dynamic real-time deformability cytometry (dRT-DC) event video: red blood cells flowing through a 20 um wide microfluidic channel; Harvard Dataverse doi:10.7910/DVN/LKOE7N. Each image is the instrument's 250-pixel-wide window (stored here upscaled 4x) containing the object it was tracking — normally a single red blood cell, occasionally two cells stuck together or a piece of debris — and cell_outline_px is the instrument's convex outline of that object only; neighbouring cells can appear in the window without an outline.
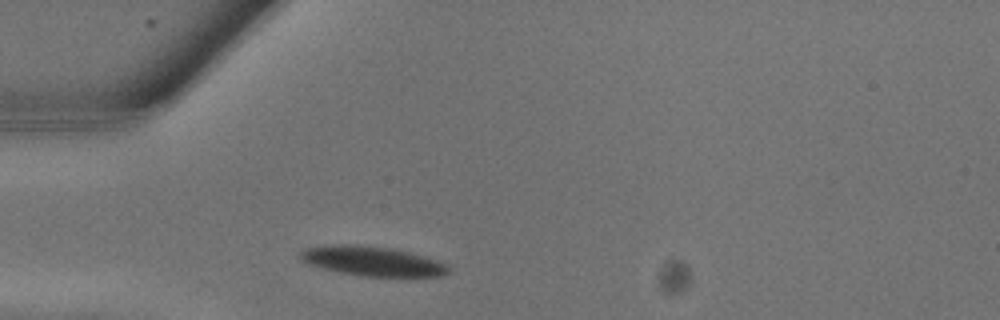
{"species": "common noctule bat (a hibernating species)", "species_latin": "Nyctalus noctula", "temperature_condition": "warm", "stored_images_in_passage": 4, "camera_frame_rate_fps": 3000, "um_per_image_px": 0.085, "animal": {"sex": "male", "body_mass_g": 13.3}, "frame": {"image": 1, "passage_image": 2, "time_ms": 0.333, "image_size_px": [1000, 320], "cell_outline_px": [[452, 272], [440, 276], [364, 276], [340, 272], [308, 264], [300, 256], [300, 252], [304, 248], [340, 244], [352, 244], [392, 248], [424, 256], [448, 264], [452, 268]], "centroid_in_image_um": [31.72, 22.2], "position_along_channel_um": 53.3, "area_um2": 25.32}}
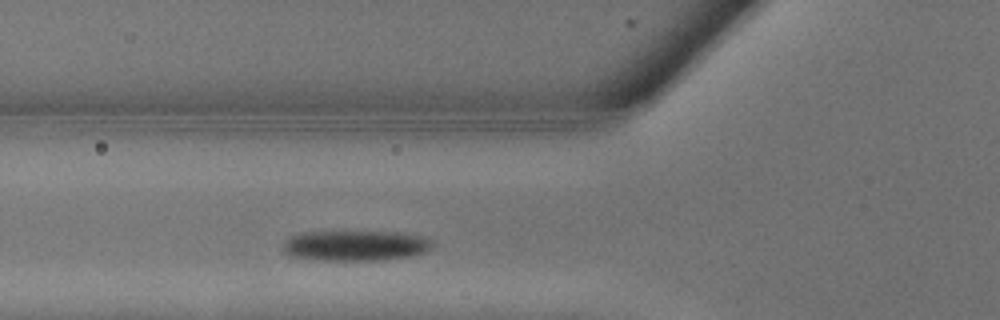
{"frame": {"image": 2, "passage_image": 4, "time_ms": 1.0, "image_size_px": [1000, 320], "cell_outline_px": [[432, 248], [424, 252], [408, 256], [376, 260], [320, 260], [288, 256], [284, 252], [284, 240], [300, 232], [396, 232], [424, 236], [432, 240]], "centroid_in_image_um": [30.19, 20.87], "position_along_channel_um": 95.6, "area_um2": 26.36}}